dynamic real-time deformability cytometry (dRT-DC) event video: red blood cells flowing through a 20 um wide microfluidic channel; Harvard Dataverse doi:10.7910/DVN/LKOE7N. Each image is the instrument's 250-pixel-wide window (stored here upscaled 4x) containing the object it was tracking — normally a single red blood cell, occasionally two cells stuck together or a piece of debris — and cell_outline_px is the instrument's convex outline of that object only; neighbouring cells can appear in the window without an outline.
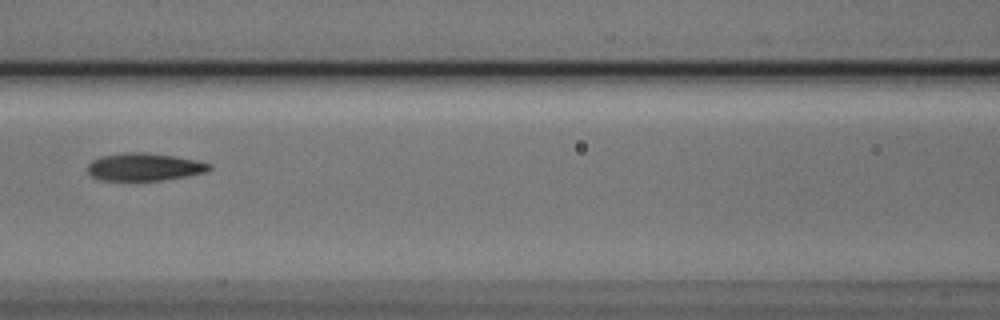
{"species": "Egyptian fruit bat (a non-hibernating species)", "species_latin": "Rousettus aegyptiacus", "temperature_condition": "cold", "stored_images_in_passage": 10, "camera_frame_rate_fps": 3000, "um_per_image_px": 0.085, "animal": {"sex": "male"}, "frame": {"image": 1, "passage_image": 6, "time_ms": 1.667, "image_size_px": [1000, 320], "cell_outline_px": [[212, 168], [208, 172], [188, 176], [164, 180], [100, 180], [92, 176], [88, 172], [88, 164], [92, 160], [100, 156], [124, 152], [144, 152], [176, 156], [196, 160], [212, 164]], "centroid_in_image_um": [12.3, 14.18], "position_along_channel_um": 154.3, "area_um2": 19.83}}
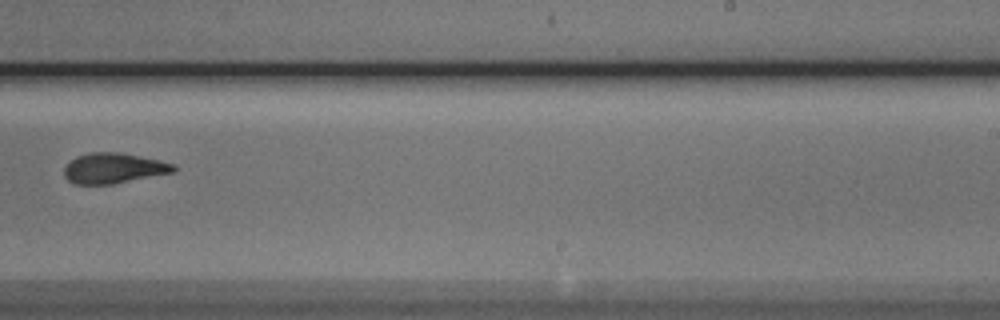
{"frame": {"image": 2, "passage_image": 9, "time_ms": 2.667, "image_size_px": [1000, 320], "cell_outline_px": [[176, 172], [112, 184], [76, 184], [68, 180], [64, 176], [64, 168], [76, 156], [92, 152], [120, 152], [176, 164]], "centroid_in_image_um": [9.68, 14.3], "position_along_channel_um": 279.3, "area_um2": 19.31}}
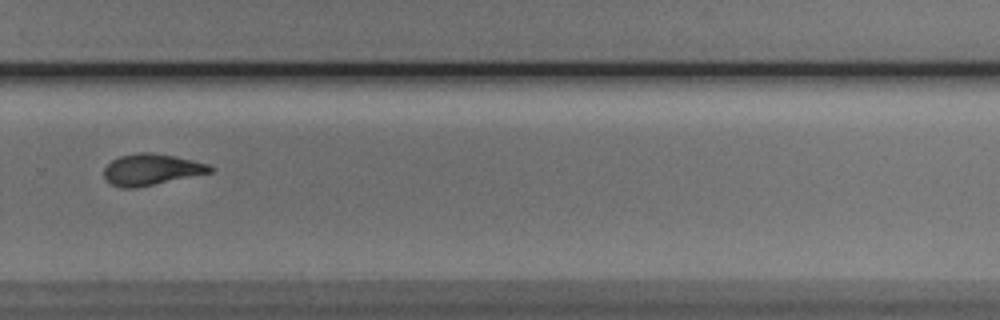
{"frame": {"image": 3, "passage_image": 10, "time_ms": 3.0, "image_size_px": [1000, 320], "cell_outline_px": [[216, 168], [212, 172], [136, 188], [120, 188], [112, 184], [104, 176], [104, 168], [112, 160], [120, 156], [140, 152], [152, 152], [192, 160], [208, 164]], "centroid_in_image_um": [12.87, 14.41], "position_along_channel_um": 316.9, "area_um2": 19.19}}